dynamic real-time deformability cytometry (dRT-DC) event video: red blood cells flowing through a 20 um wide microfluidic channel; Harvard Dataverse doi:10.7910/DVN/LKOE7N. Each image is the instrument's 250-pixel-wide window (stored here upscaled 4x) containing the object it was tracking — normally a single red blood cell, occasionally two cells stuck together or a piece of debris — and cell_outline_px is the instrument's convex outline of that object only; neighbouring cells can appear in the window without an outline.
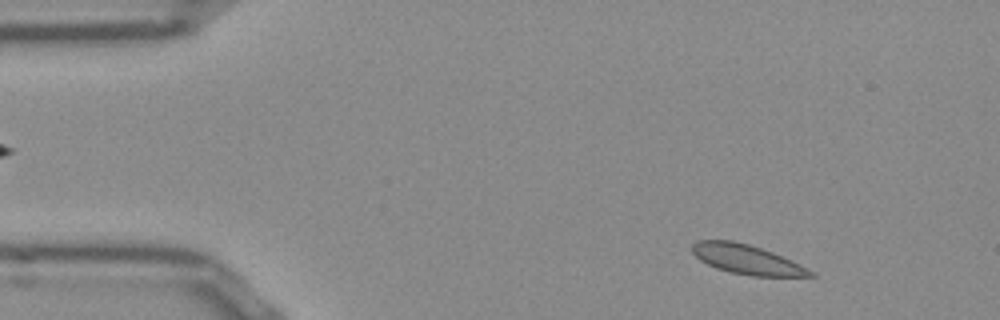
{"species": "Egyptian fruit bat (a non-hibernating species)", "species_latin": "Rousettus aegyptiacus", "temperature_condition": "room temperature", "stored_images_in_passage": 13, "camera_frame_rate_fps": 3000, "um_per_image_px": 0.085, "frame": {"image": 1, "passage_image": 4, "time_ms": 1.0, "image_size_px": [1000, 320], "cell_outline_px": [[816, 276], [752, 276], [732, 272], [716, 268], [700, 260], [692, 252], [692, 244], [696, 240], [732, 240], [748, 244], [772, 252], [812, 272]], "centroid_in_image_um": [63.37, 22.03], "position_along_channel_um": 21.6, "area_um2": 19.71}}